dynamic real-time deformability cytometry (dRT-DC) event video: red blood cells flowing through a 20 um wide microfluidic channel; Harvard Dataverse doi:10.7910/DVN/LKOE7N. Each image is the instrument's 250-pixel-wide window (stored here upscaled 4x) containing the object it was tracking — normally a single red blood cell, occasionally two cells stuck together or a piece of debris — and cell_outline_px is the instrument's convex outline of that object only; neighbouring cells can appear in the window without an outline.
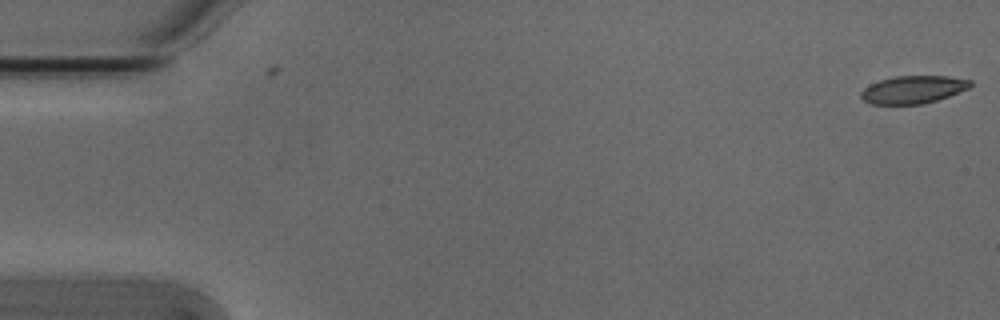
{"species": "Egyptian fruit bat (a non-hibernating species)", "species_latin": "Rousettus aegyptiacus", "temperature_condition": "cold", "stored_images_in_passage": 3, "camera_frame_rate_fps": 3000, "um_per_image_px": 0.085, "animal": {"sex": "male"}, "frame": {"image": 1, "passage_image": 3, "time_ms": 0.667, "image_size_px": [1000, 320], "cell_outline_px": [[972, 84], [968, 88], [948, 96], [924, 104], [872, 104], [864, 100], [860, 96], [860, 92], [864, 88], [880, 80], [896, 76], [948, 76], [972, 80]], "centroid_in_image_um": [77.62, 7.61], "position_along_channel_um": 7.4, "area_um2": 17.51}}